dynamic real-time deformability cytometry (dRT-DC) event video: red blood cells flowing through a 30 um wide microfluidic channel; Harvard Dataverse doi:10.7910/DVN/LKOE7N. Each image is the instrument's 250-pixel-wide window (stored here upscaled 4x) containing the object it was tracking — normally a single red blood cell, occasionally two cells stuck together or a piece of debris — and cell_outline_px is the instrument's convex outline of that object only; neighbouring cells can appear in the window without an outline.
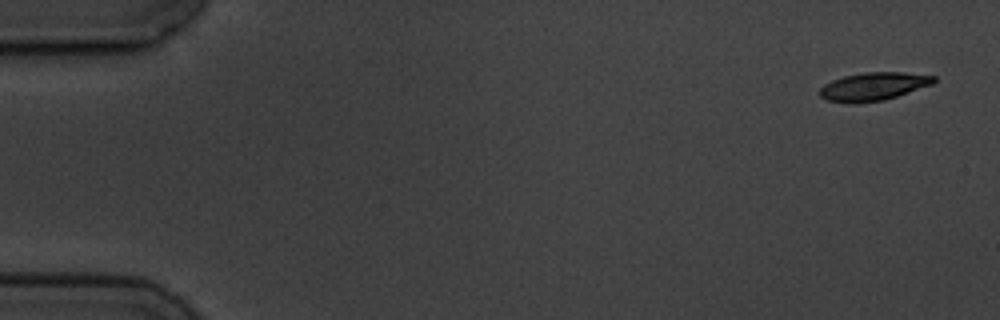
{"species": "common noctule bat (a hibernating species)", "species_latin": "Nyctalus noctula", "temperature_condition": "cold", "stored_images_in_passage": 6, "camera_frame_rate_fps": 3000, "um_per_image_px": 0.085, "animal": {"sex": "male", "body_mass_g": 19.5, "forearm_length_mm": 54.6}, "frame": {"image": 1, "passage_image": 1, "time_ms": 0.0, "image_size_px": [1000, 320], "cell_outline_px": [[936, 80], [932, 84], [884, 100], [856, 104], [828, 100], [820, 96], [820, 88], [824, 84], [832, 80], [844, 76], [864, 72], [904, 72], [936, 76]], "centroid_in_image_um": [74.23, 7.34], "position_along_channel_um": 10.8, "area_um2": 18.61}}
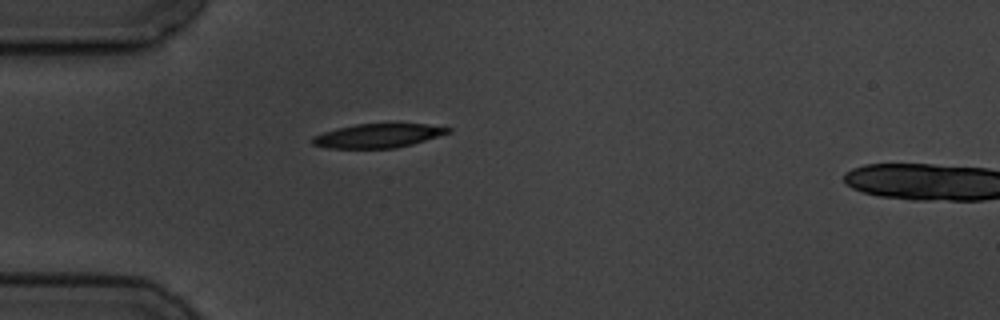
{"frame": {"image": 2, "passage_image": 5, "time_ms": 4.667, "image_size_px": [1000, 320], "cell_outline_px": [[452, 132], [412, 144], [396, 148], [328, 148], [312, 144], [312, 136], [336, 128], [356, 124], [424, 124], [452, 128]], "centroid_in_image_um": [32.12, 11.54], "position_along_channel_um": 52.9, "area_um2": 18.84}}